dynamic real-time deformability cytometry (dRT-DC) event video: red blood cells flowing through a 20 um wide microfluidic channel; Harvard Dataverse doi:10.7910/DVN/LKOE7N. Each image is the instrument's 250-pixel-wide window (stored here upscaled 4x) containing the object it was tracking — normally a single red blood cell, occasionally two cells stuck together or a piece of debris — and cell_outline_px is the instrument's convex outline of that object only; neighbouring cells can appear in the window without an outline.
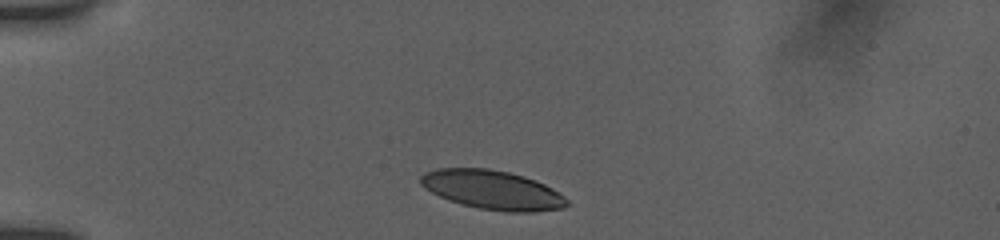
{"species": "human", "species_latin": "Homo sapiens", "temperature_condition": "room temperature", "stored_images_in_passage": 15, "camera_frame_rate_fps": 3000, "um_per_image_px": 0.085, "donor": {"sex": "female"}, "frame": {"image": 1, "passage_image": 1, "time_ms": 0.0, "image_size_px": [1000, 240], "cell_outline_px": [[568, 204], [564, 208], [536, 212], [504, 212], [480, 208], [464, 204], [440, 196], [424, 188], [420, 184], [420, 176], [424, 172], [436, 168], [488, 168], [508, 172], [524, 176], [536, 180], [552, 188], [564, 196], [568, 200]], "centroid_in_image_um": [41.87, 16.13], "position_along_channel_um": 43.1, "area_um2": 33.29}}
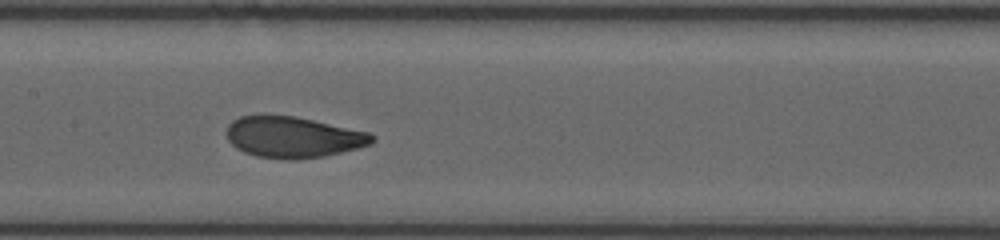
{"frame": {"image": 2, "passage_image": 7, "time_ms": 4.667, "image_size_px": [1000, 240], "cell_outline_px": [[376, 140], [372, 144], [324, 156], [296, 160], [288, 160], [256, 156], [244, 152], [236, 148], [228, 140], [228, 124], [232, 120], [240, 116], [296, 116], [368, 132], [376, 136]], "centroid_in_image_um": [24.93, 11.67], "position_along_channel_um": 182.5, "area_um2": 34.68}}
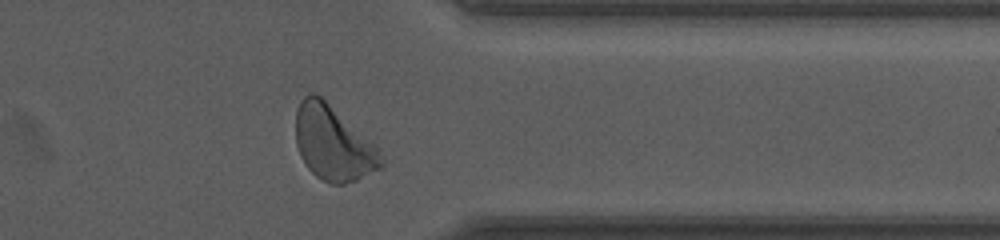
{"frame": {"image": 3, "passage_image": 14, "time_ms": 10.0, "image_size_px": [1000, 240], "cell_outline_px": [[384, 168], [356, 180], [344, 184], [332, 184], [316, 176], [308, 168], [300, 156], [296, 144], [296, 108], [300, 100], [304, 96], [312, 92], [316, 92], [376, 144], [384, 160]], "centroid_in_image_um": [28.34, 12.17], "position_along_channel_um": 383.1, "area_um2": 37.51}, "authors_computed_cell_mechanics": {"area_um2": 34.8534, "velocity_mm_per_s": 3.8574, "shape_relaxation_time_tau1_ms": 2.5181, "shape_relaxation_time_tau2_ms": null, "deformation_change_tau1": 0.1338, "deformation_change_tau2": null}}